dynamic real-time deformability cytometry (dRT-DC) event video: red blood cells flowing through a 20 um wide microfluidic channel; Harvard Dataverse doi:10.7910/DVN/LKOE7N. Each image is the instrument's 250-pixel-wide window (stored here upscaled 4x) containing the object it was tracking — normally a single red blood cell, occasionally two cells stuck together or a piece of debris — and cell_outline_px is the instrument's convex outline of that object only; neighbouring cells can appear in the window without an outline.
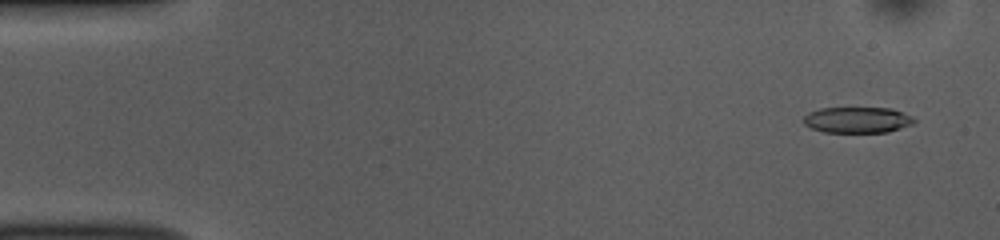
{"species": "common noctule bat (a hibernating species)", "species_latin": "Nyctalus noctula", "temperature_condition": "room temperature", "stored_images_in_passage": 52, "camera_frame_rate_fps": 3000, "um_per_image_px": 0.085, "animal": {"sex": "female", "body_mass_g": 10.0, "forearm_length_mm": 53.1}, "frame": {"image": 1, "passage_image": 3, "time_ms": 0.667, "image_size_px": [1000, 240], "cell_outline_px": [[916, 120], [912, 124], [888, 132], [824, 132], [812, 128], [804, 124], [804, 116], [808, 112], [820, 108], [892, 108], [912, 116]], "centroid_in_image_um": [72.87, 10.19], "position_along_channel_um": 12.1, "area_um2": 16.7}}
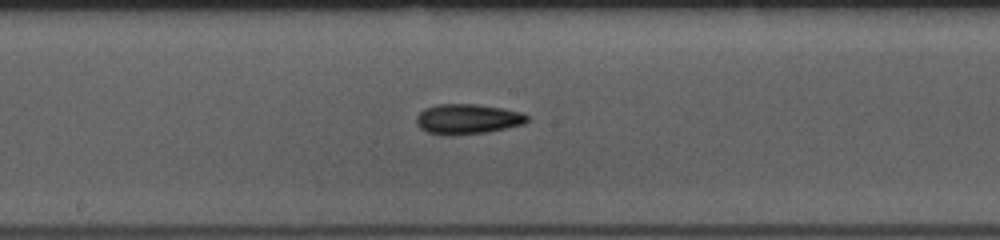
{"frame": {"image": 2, "passage_image": 27, "time_ms": 8.667, "image_size_px": [1000, 240], "cell_outline_px": [[528, 120], [524, 124], [488, 132], [452, 136], [444, 136], [428, 132], [420, 128], [416, 124], [416, 116], [424, 108], [436, 104], [476, 104], [504, 108], [524, 112], [528, 116]], "centroid_in_image_um": [39.74, 10.12], "position_along_channel_um": 208.5, "area_um2": 19.83}}
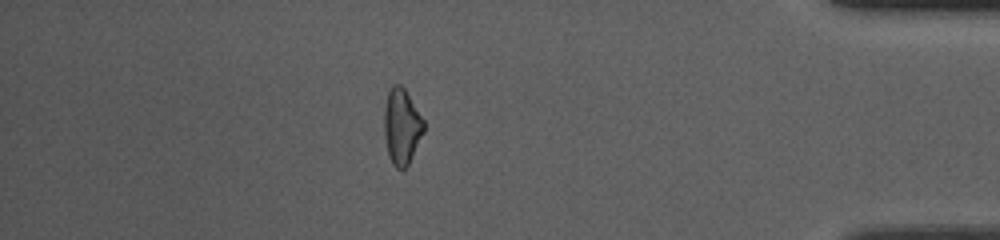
{"frame": {"image": 3, "passage_image": 45, "time_ms": 14.667, "image_size_px": [1000, 240], "cell_outline_px": [[424, 132], [408, 164], [404, 168], [396, 168], [392, 164], [388, 156], [384, 132], [384, 108], [388, 92], [392, 84], [400, 84], [404, 88], [424, 120]], "centroid_in_image_um": [34.13, 10.74], "position_along_channel_um": 401.1, "area_um2": 17.4}, "authors_computed_cell_mechanics": {"area_um2": 18.3226, "velocity_mm_per_s": 3.8684, "shape_relaxation_time_tau1_ms": 3.6691, "shape_relaxation_time_tau2_ms": 6.9635, "deformation_change_tau1": 0.1274, "deformation_change_tau2": 0.1748}}